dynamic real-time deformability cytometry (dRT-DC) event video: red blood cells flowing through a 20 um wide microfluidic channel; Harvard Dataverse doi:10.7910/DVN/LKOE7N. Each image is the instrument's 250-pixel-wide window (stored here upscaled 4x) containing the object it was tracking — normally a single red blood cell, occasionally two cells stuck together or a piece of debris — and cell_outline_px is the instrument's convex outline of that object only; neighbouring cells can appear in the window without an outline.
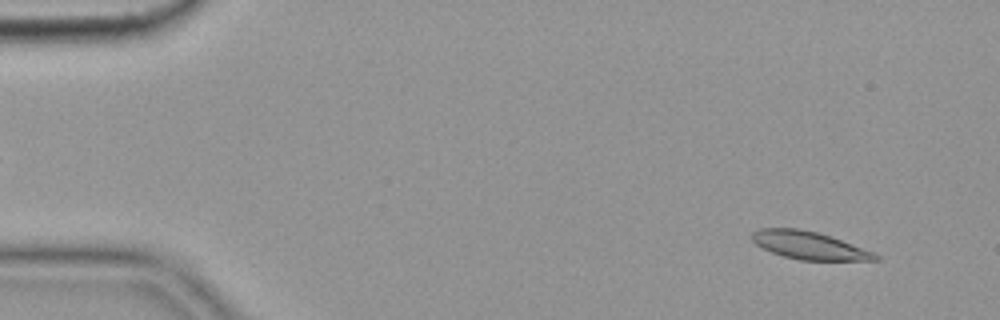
{"species": "common noctule bat (a hibernating species)", "species_latin": "Nyctalus noctula", "temperature_condition": "cold", "stored_images_in_passage": 55, "camera_frame_rate_fps": 3000, "um_per_image_px": 0.085, "animal": {"sex": "female", "body_mass_g": 19.9}, "frame": {"image": 1, "passage_image": 4, "time_ms": 1.0, "image_size_px": [1000, 320], "cell_outline_px": [[880, 260], [800, 260], [784, 256], [772, 252], [756, 244], [752, 240], [752, 232], [760, 228], [796, 228], [816, 232], [840, 240], [872, 252], [880, 256]], "centroid_in_image_um": [68.74, 20.86], "position_along_channel_um": 16.3, "area_um2": 19.48}}
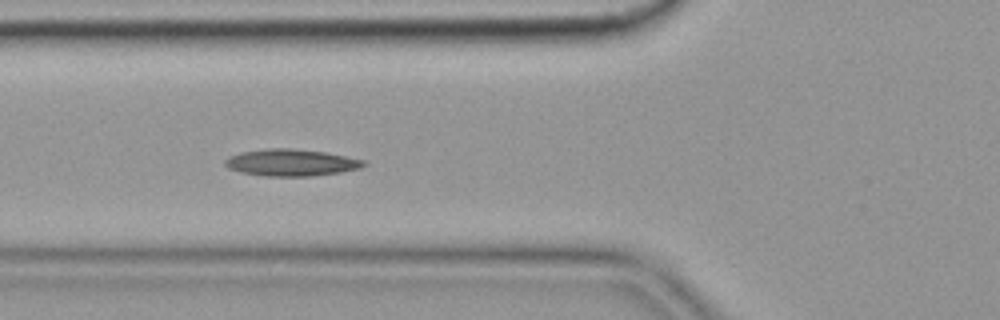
{"frame": {"image": 2, "passage_image": 20, "time_ms": 6.333, "image_size_px": [1000, 320], "cell_outline_px": [[368, 164], [360, 168], [340, 172], [312, 176], [264, 176], [240, 172], [228, 168], [224, 164], [224, 160], [228, 156], [240, 152], [268, 148], [292, 148], [324, 152], [364, 160]], "centroid_in_image_um": [24.71, 13.82], "position_along_channel_um": 101.1, "area_um2": 21.73}}
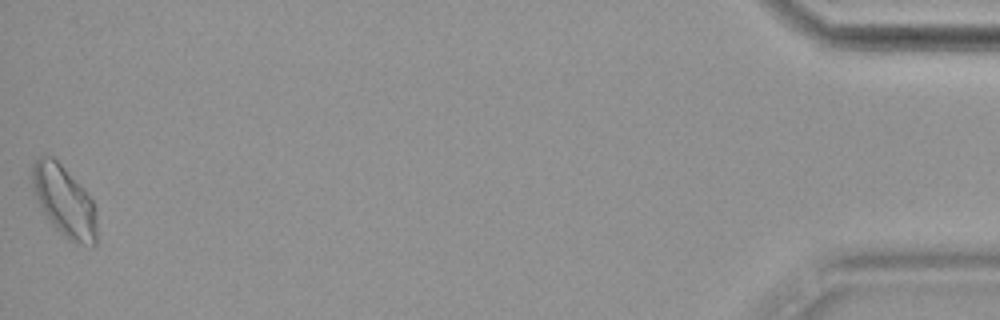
{"frame": {"image": 3, "passage_image": 55, "time_ms": 18.0, "image_size_px": [1000, 320], "cell_outline_px": [[96, 244], [84, 244], [68, 240], [52, 224], [44, 212], [32, 188], [32, 164], [40, 156], [52, 156], [64, 168], [92, 200], [96, 220]], "centroid_in_image_um": [5.44, 17.09], "position_along_channel_um": 429.8, "area_um2": 25.78}, "authors_computed_cell_mechanics": {"area_um2": 20.4034, "velocity_mm_per_s": 3.5962, "shape_relaxation_time_tau1_ms": null, "shape_relaxation_time_tau2_ms": 5.8217, "deformation_change_tau1": null, "deformation_change_tau2": 0.1257}}